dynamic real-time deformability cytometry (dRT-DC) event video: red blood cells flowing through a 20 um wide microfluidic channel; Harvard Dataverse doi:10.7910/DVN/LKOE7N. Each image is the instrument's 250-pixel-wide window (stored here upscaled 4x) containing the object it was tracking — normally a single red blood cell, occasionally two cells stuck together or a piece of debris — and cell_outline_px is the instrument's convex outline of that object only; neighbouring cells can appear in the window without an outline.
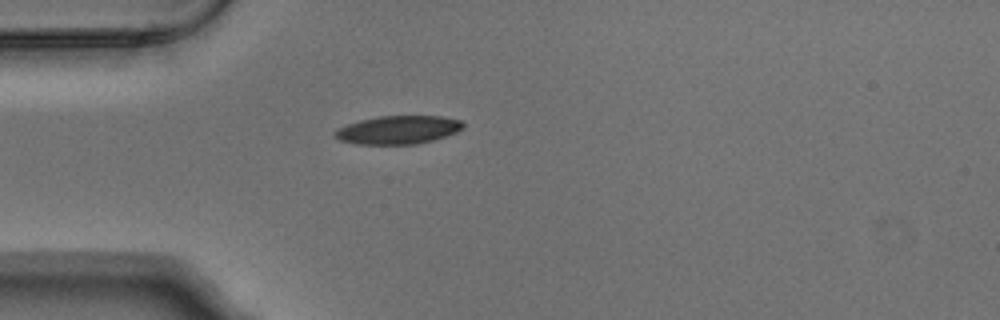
{"species": "Egyptian fruit bat (a non-hibernating species)", "species_latin": "Rousettus aegyptiacus", "temperature_condition": "warm", "stored_images_in_passage": 4, "camera_frame_rate_fps": 3000, "um_per_image_px": 0.085, "animal": {"sex": "male"}, "frame": {"image": 1, "passage_image": 4, "time_ms": 1.0, "image_size_px": [1000, 320], "cell_outline_px": [[464, 128], [456, 132], [432, 140], [416, 144], [356, 144], [340, 140], [332, 136], [332, 132], [348, 124], [360, 120], [380, 116], [440, 116], [460, 120], [464, 124]], "centroid_in_image_um": [33.82, 11.04], "position_along_channel_um": 51.2, "area_um2": 21.04}}